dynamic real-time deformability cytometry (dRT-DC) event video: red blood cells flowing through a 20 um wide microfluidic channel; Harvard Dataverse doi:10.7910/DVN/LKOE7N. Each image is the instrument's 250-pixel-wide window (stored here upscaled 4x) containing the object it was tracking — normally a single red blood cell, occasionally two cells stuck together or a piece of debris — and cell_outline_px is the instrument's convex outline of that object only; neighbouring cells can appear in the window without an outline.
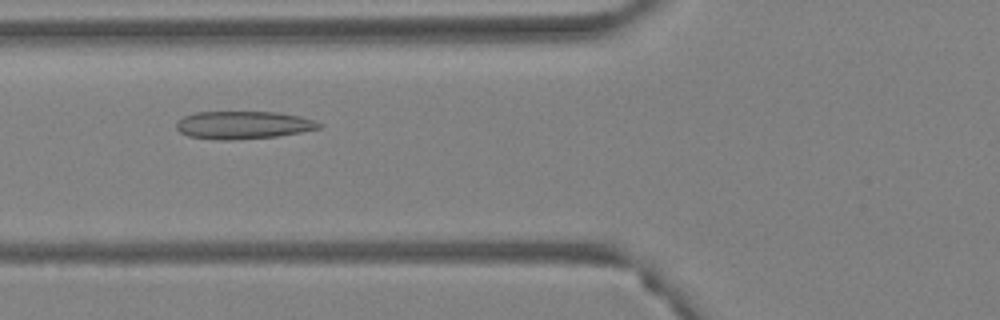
{"species": "Egyptian fruit bat (a non-hibernating species)", "species_latin": "Rousettus aegyptiacus", "temperature_condition": "warm", "stored_images_in_passage": 49, "camera_frame_rate_fps": 3000, "um_per_image_px": 0.085, "animal": {"sex": "female"}, "frame": {"image": 1, "passage_image": 16, "time_ms": 5.0, "image_size_px": [1000, 320], "cell_outline_px": [[324, 124], [320, 128], [304, 132], [276, 136], [232, 140], [216, 140], [188, 136], [180, 132], [176, 128], [176, 120], [184, 116], [196, 112], [276, 112], [300, 116], [316, 120]], "centroid_in_image_um": [20.69, 10.63], "position_along_channel_um": 105.1, "area_um2": 23.35}}
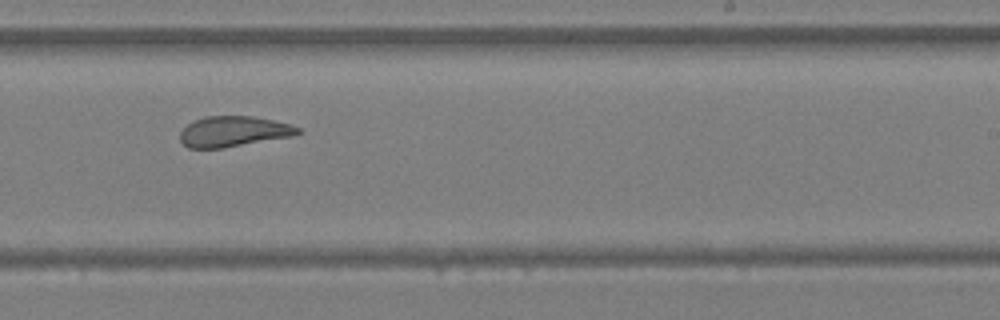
{"frame": {"image": 2, "passage_image": 29, "time_ms": 9.333, "image_size_px": [1000, 320], "cell_outline_px": [[300, 132], [292, 136], [220, 148], [188, 148], [180, 140], [180, 132], [188, 124], [204, 116], [252, 116], [272, 120], [288, 124], [300, 128]], "centroid_in_image_um": [19.81, 11.17], "position_along_channel_um": 269.2, "area_um2": 20.58}}
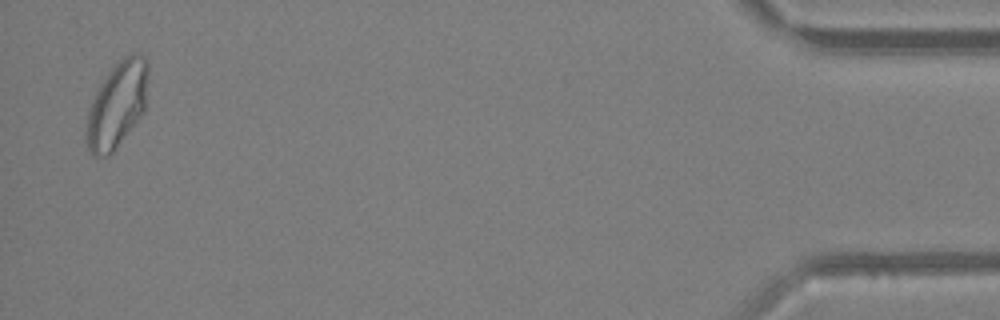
{"frame": {"image": 3, "passage_image": 48, "time_ms": 15.667, "image_size_px": [1000, 320], "cell_outline_px": [[148, 72], [144, 112], [116, 148], [108, 156], [92, 156], [84, 140], [84, 132], [88, 108], [104, 76], [124, 56], [132, 52], [140, 52], [148, 60]], "centroid_in_image_um": [9.93, 8.9], "position_along_channel_um": 425.3, "area_um2": 31.33}, "authors_computed_cell_mechanics": {"area_um2": 24.7962, "velocity_mm_per_s": 3.7862, "shape_relaxation_time_tau1_ms": null, "shape_relaxation_time_tau2_ms": 1.7078, "deformation_change_tau1": null, "deformation_change_tau2": 0.0887}}